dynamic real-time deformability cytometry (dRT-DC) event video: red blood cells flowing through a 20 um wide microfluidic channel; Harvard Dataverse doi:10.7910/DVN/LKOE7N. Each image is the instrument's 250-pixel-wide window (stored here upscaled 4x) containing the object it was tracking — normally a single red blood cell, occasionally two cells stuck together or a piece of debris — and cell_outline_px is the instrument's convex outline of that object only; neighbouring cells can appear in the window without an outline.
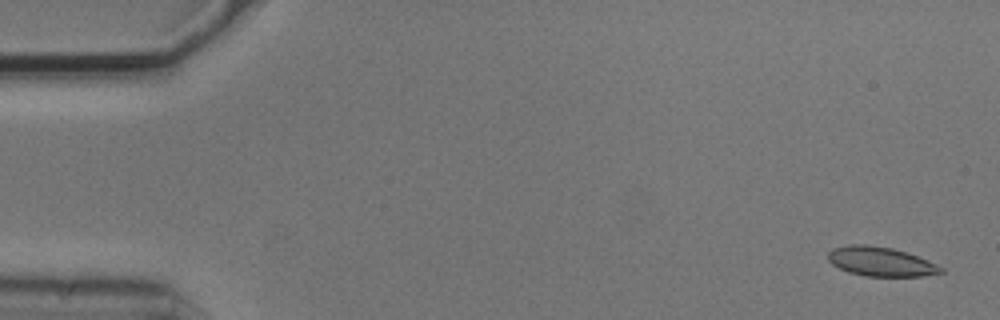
{"species": "common noctule bat (a hibernating species)", "species_latin": "Nyctalus noctula", "temperature_condition": "cold", "stored_images_in_passage": 5, "camera_frame_rate_fps": 3000, "um_per_image_px": 0.085, "animal": {"sex": "male", "body_mass_g": 20.5, "forearm_length_mm": 52.5}, "frame": {"image": 1, "passage_image": 1, "time_ms": 0.0, "image_size_px": [1000, 320], "cell_outline_px": [[944, 272], [920, 276], [864, 276], [848, 272], [832, 264], [828, 260], [828, 252], [832, 248], [848, 244], [864, 244], [892, 248], [916, 256], [936, 264], [944, 268]], "centroid_in_image_um": [74.81, 22.23], "position_along_channel_um": 10.2, "area_um2": 19.13}}
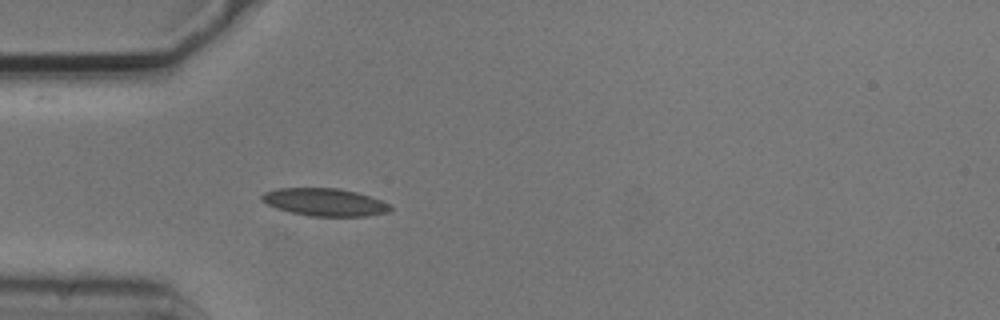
{"frame": {"image": 2, "passage_image": 5, "time_ms": 1.333, "image_size_px": [1000, 320], "cell_outline_px": [[392, 208], [388, 212], [368, 216], [308, 216], [276, 208], [260, 200], [260, 196], [264, 192], [280, 188], [340, 188], [356, 192], [380, 200], [388, 204]], "centroid_in_image_um": [27.58, 17.18], "position_along_channel_um": 57.4, "area_um2": 20.58}}